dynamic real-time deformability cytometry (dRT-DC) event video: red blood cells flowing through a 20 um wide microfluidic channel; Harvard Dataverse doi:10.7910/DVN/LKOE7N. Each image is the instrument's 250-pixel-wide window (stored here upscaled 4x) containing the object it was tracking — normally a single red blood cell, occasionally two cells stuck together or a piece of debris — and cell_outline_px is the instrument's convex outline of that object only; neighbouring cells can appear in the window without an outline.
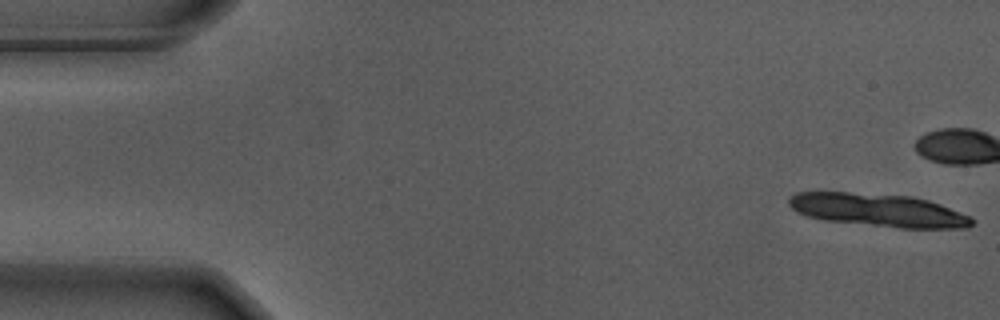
{"species": "Egyptian fruit bat (a non-hibernating species)", "species_latin": "Rousettus aegyptiacus", "temperature_condition": "warm", "stored_images_in_passage": 12, "camera_frame_rate_fps": 3000, "um_per_image_px": 0.085, "animal": {"sex": "male"}, "frame": {"image": 1, "passage_image": 1, "time_ms": 0.0, "image_size_px": [1000, 320], "cell_outline_px": [[972, 224], [968, 228], [900, 228], [824, 220], [808, 216], [792, 208], [788, 204], [788, 200], [796, 192], [848, 192], [912, 196], [928, 200], [940, 204], [968, 216], [972, 220]], "centroid_in_image_um": [74.64, 17.86], "position_along_channel_um": 10.4, "area_um2": 34.85}}